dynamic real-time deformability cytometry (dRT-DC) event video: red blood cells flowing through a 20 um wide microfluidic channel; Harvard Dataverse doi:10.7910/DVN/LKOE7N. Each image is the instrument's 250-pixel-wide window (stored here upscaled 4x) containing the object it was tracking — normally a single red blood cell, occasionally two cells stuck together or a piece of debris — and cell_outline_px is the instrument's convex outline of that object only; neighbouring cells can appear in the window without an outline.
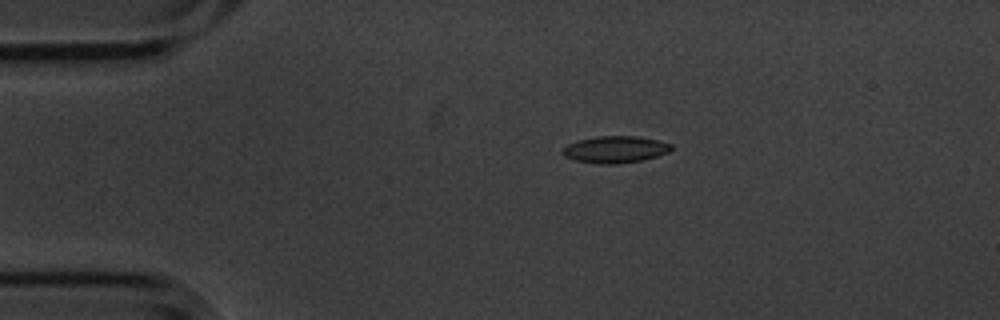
{"species": "common noctule bat (a hibernating species)", "species_latin": "Nyctalus noctula", "temperature_condition": "cold", "stored_images_in_passage": 6, "camera_frame_rate_fps": 3000, "um_per_image_px": 0.085, "animal": {"sex": "male", "body_mass_g": 20.1, "forearm_length_mm": 53.5}, "frame": {"image": 1, "passage_image": 4, "time_ms": 1.0, "image_size_px": [1000, 320], "cell_outline_px": [[672, 148], [668, 152], [656, 156], [640, 160], [616, 164], [600, 164], [576, 160], [564, 156], [560, 152], [568, 144], [576, 140], [596, 136], [636, 136], [656, 140], [672, 144]], "centroid_in_image_um": [52.25, 12.69], "position_along_channel_um": 32.7, "area_um2": 16.88}}
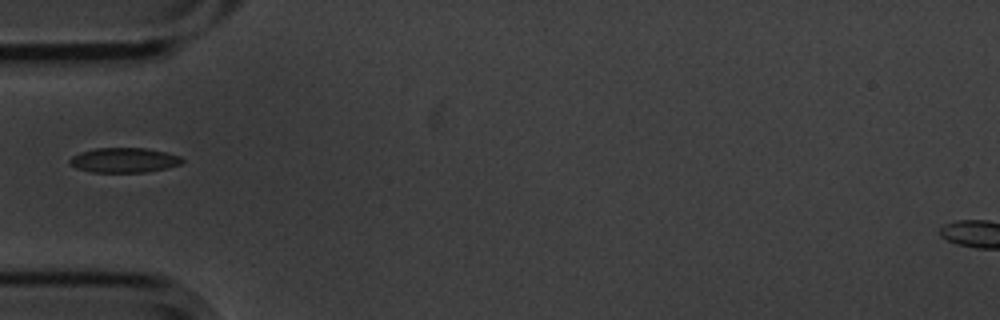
{"frame": {"image": 2, "passage_image": 6, "time_ms": 1.667, "image_size_px": [1000, 320], "cell_outline_px": [[184, 160], [180, 164], [168, 168], [144, 172], [92, 172], [76, 168], [68, 164], [68, 160], [72, 156], [80, 152], [96, 148], [144, 148], [164, 152], [180, 156]], "centroid_in_image_um": [10.51, 13.62], "position_along_channel_um": 74.5, "area_um2": 16.24}}